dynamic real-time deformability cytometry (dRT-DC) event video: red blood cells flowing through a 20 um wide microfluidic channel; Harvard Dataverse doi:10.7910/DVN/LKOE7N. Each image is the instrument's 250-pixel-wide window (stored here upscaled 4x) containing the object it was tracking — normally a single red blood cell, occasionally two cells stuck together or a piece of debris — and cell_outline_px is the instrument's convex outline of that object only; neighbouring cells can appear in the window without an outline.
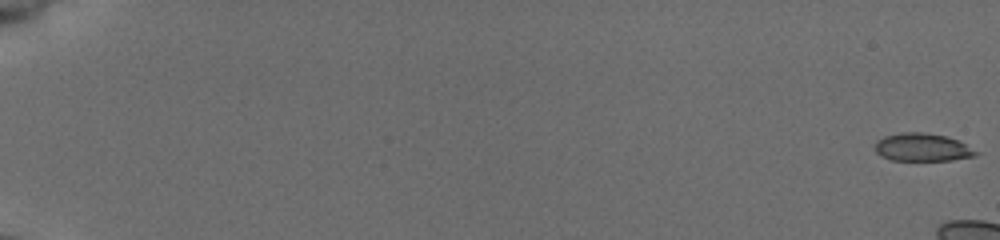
{"species": "common noctule bat (a hibernating species)", "species_latin": "Nyctalus noctula", "temperature_condition": "cold", "stored_images_in_passage": 11, "camera_frame_rate_fps": 3000, "um_per_image_px": 0.085, "animal": {"sex": "female", "body_mass_g": 19.5, "forearm_length_mm": 54.1}, "frame": {"image": 1, "passage_image": 1, "time_ms": 0.0, "image_size_px": [1000, 240], "cell_outline_px": [[980, 152], [976, 156], [952, 160], [892, 160], [880, 156], [876, 152], [876, 140], [884, 136], [904, 132], [924, 132], [948, 136]], "centroid_in_image_um": [78.4, 12.52], "position_along_channel_um": 6.6, "area_um2": 16.42}}